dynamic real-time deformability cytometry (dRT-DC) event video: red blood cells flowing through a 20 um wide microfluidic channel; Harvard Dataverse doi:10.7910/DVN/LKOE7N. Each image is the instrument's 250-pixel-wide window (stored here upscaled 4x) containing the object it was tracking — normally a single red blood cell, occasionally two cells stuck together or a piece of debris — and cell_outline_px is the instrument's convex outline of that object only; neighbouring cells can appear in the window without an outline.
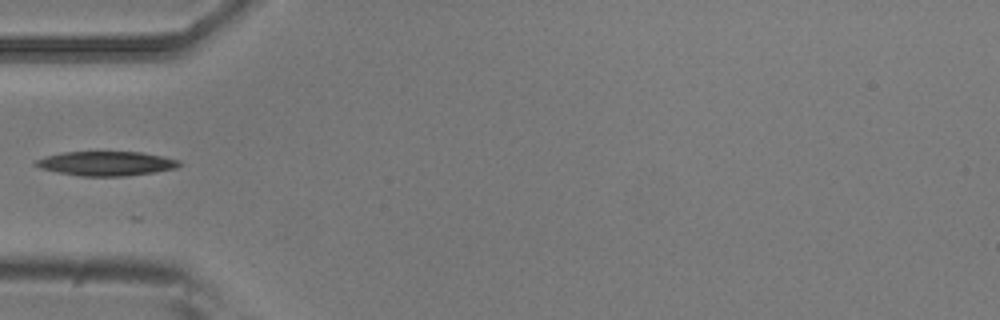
{"species": "common noctule bat (a hibernating species)", "species_latin": "Nyctalus noctula", "temperature_condition": "room temperature", "stored_images_in_passage": 5, "camera_frame_rate_fps": 3000, "um_per_image_px": 0.085, "animal": {"sex": "male", "body_mass_g": 20.5, "forearm_length_mm": 52.5}, "frame": {"image": 1, "passage_image": 3, "time_ms": 0.667, "image_size_px": [1000, 320], "cell_outline_px": [[184, 164], [176, 168], [156, 172], [124, 176], [80, 176], [56, 172], [40, 168], [32, 164], [36, 160], [48, 156], [64, 152], [140, 152], [164, 156], [180, 160]], "centroid_in_image_um": [9.07, 13.9], "position_along_channel_um": 75.9, "area_um2": 20.46}}
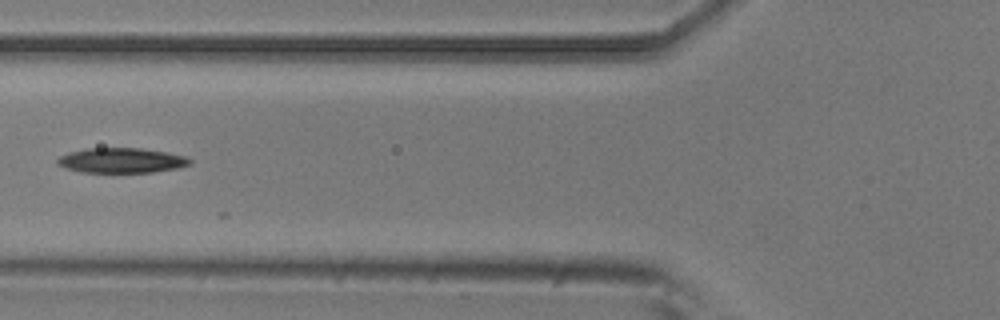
{"frame": {"image": 2, "passage_image": 4, "time_ms": 1.0, "image_size_px": [1000, 320], "cell_outline_px": [[192, 164], [176, 168], [152, 172], [80, 172], [64, 168], [56, 164], [56, 160], [60, 156], [68, 152], [88, 148], [140, 148], [168, 152], [188, 156], [192, 160]], "centroid_in_image_um": [10.33, 13.63], "position_along_channel_um": 115.5, "area_um2": 19.48}}